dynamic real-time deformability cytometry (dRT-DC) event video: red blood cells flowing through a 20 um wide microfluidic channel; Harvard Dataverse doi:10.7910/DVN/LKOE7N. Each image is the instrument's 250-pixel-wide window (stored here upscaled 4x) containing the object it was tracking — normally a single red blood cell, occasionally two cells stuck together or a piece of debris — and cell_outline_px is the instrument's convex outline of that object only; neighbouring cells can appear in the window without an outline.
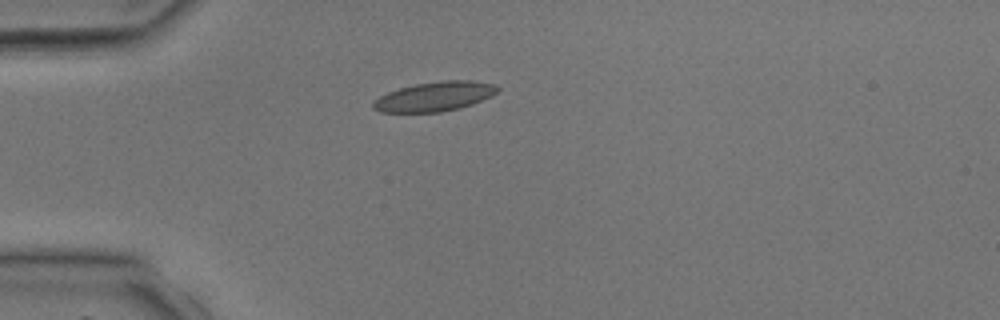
{"species": "common noctule bat (a hibernating species)", "species_latin": "Nyctalus noctula", "temperature_condition": "room temperature", "stored_images_in_passage": 27, "camera_frame_rate_fps": 3000, "um_per_image_px": 0.085, "animal": {"sex": "male", "body_mass_g": 17.9, "forearm_length_mm": 54.2}, "frame": {"image": 1, "passage_image": 1, "time_ms": 0.0, "image_size_px": [1000, 320], "cell_outline_px": [[500, 88], [492, 96], [472, 104], [460, 108], [440, 112], [380, 112], [372, 108], [372, 104], [380, 96], [388, 92], [400, 88], [416, 84], [444, 80], [472, 80], [496, 84]], "centroid_in_image_um": [36.98, 8.2], "position_along_channel_um": 48.0, "area_um2": 21.33}}
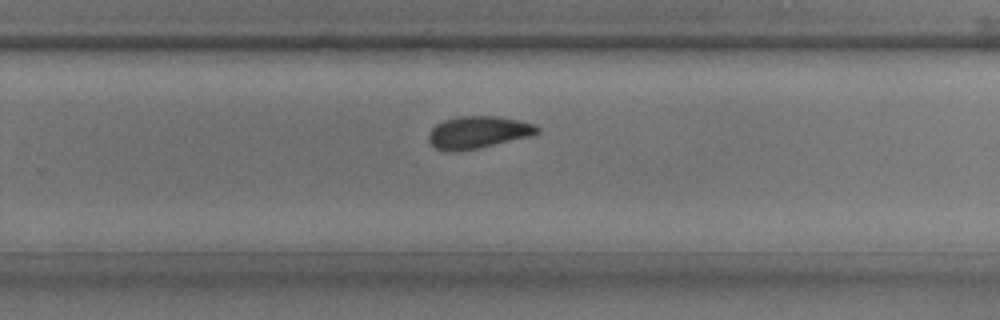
{"frame": {"image": 2, "passage_image": 16, "time_ms": 5.0, "image_size_px": [1000, 320], "cell_outline_px": [[540, 132], [532, 136], [476, 148], [452, 152], [444, 152], [436, 148], [428, 140], [428, 132], [436, 124], [444, 120], [456, 116], [496, 116], [520, 120], [536, 124], [540, 128]], "centroid_in_image_um": [40.64, 11.24], "position_along_channel_um": 289.2, "area_um2": 20.58}}
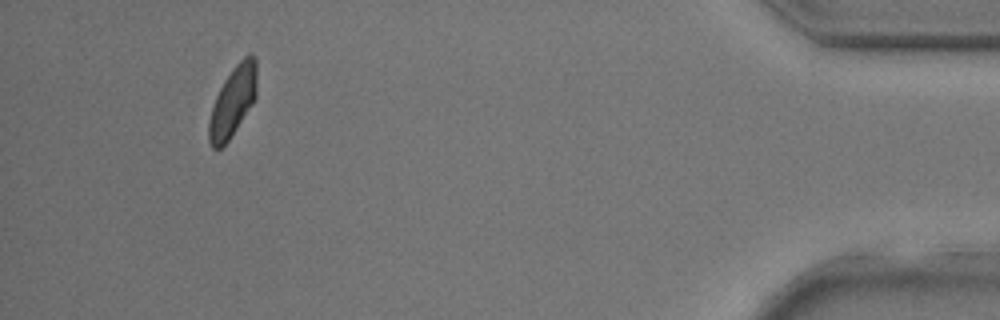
{"frame": {"image": 3, "passage_image": 27, "time_ms": 8.667, "image_size_px": [1000, 320], "cell_outline_px": [[256, 96], [252, 104], [228, 140], [220, 148], [212, 148], [208, 140], [208, 124], [212, 108], [216, 96], [224, 80], [232, 68], [248, 52], [256, 56]], "centroid_in_image_um": [19.79, 8.58], "position_along_channel_um": 415.4, "area_um2": 19.36}}